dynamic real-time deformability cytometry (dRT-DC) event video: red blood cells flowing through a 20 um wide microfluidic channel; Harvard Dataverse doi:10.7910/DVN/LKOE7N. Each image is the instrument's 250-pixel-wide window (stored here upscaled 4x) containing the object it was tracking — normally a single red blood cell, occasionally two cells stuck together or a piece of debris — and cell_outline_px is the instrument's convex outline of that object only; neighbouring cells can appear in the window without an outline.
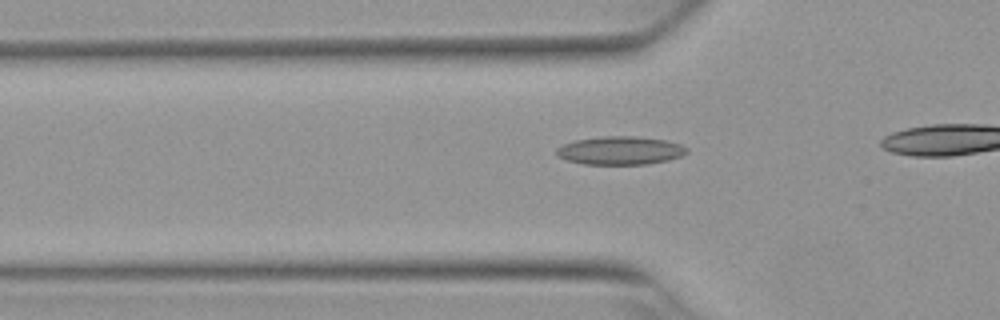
{"species": "Egyptian fruit bat (a non-hibernating species)", "species_latin": "Rousettus aegyptiacus", "temperature_condition": "warm", "stored_images_in_passage": 36, "camera_frame_rate_fps": 3000, "um_per_image_px": 0.085, "animal": {"sex": "female"}, "frame": {"image": 1, "passage_image": 12, "time_ms": 3.667, "image_size_px": [1000, 320], "cell_outline_px": [[688, 152], [680, 156], [668, 160], [648, 164], [584, 164], [568, 160], [556, 156], [556, 148], [564, 144], [576, 140], [600, 136], [636, 136], [664, 140], [680, 144], [688, 148]], "centroid_in_image_um": [52.71, 12.79], "position_along_channel_um": 73.1, "area_um2": 21.44}}
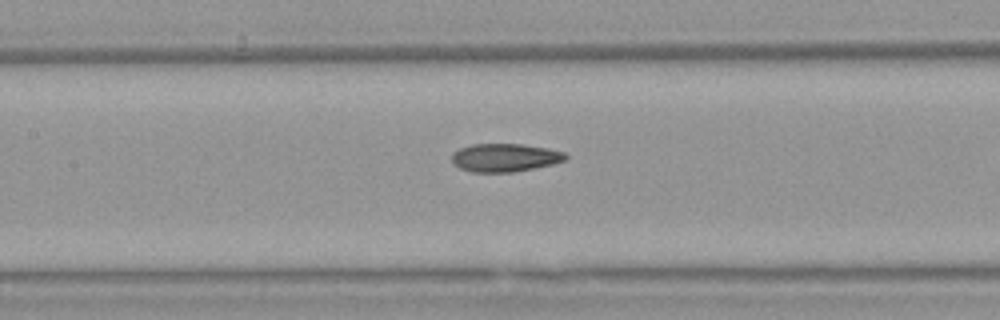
{"frame": {"image": 2, "passage_image": 19, "time_ms": 6.0, "image_size_px": [1000, 320], "cell_outline_px": [[568, 160], [552, 164], [512, 172], [472, 172], [460, 168], [452, 160], [452, 152], [460, 148], [472, 144], [524, 144], [548, 148], [564, 152], [568, 156]], "centroid_in_image_um": [42.94, 13.39], "position_along_channel_um": 164.5, "area_um2": 18.67}}
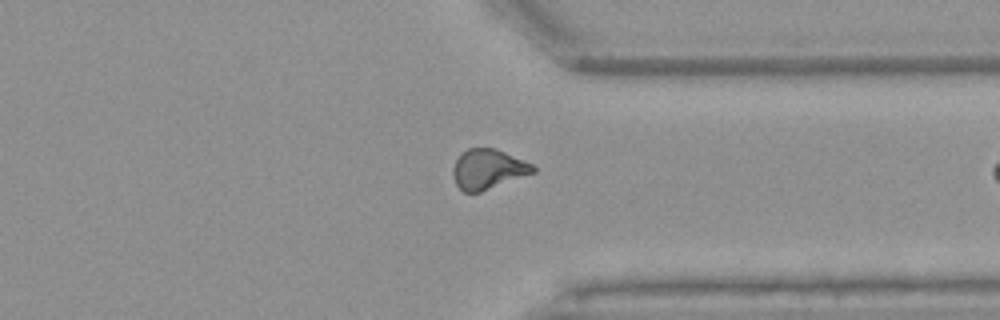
{"frame": {"image": 3, "passage_image": 35, "time_ms": 11.333, "image_size_px": [1000, 320], "cell_outline_px": [[536, 172], [480, 192], [464, 192], [456, 184], [452, 176], [452, 168], [456, 160], [468, 148], [496, 148], [532, 164], [536, 168]], "centroid_in_image_um": [41.48, 14.38], "position_along_channel_um": 369.9, "area_um2": 18.5}}